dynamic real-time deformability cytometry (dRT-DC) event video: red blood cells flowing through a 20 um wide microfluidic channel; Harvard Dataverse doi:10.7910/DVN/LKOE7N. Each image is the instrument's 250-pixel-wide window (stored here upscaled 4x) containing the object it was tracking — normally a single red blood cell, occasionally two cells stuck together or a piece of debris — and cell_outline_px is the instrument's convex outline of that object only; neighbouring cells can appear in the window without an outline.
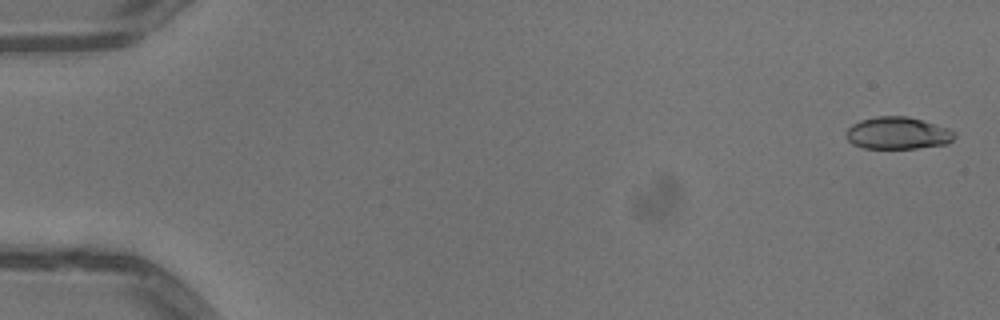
{"species": "common noctule bat (a hibernating species)", "species_latin": "Nyctalus noctula", "temperature_condition": "warm", "stored_images_in_passage": 52, "camera_frame_rate_fps": 3000, "um_per_image_px": 0.085, "animal": {"sex": "male", "body_mass_g": 13.3}, "frame": {"image": 1, "passage_image": 2, "time_ms": 0.333, "image_size_px": [1000, 320], "cell_outline_px": [[956, 136], [948, 144], [916, 148], [864, 148], [852, 144], [844, 136], [844, 132], [852, 124], [860, 120], [876, 116], [908, 116], [948, 128], [956, 132]], "centroid_in_image_um": [76.28, 11.31], "position_along_channel_um": 8.7, "area_um2": 20.52}}
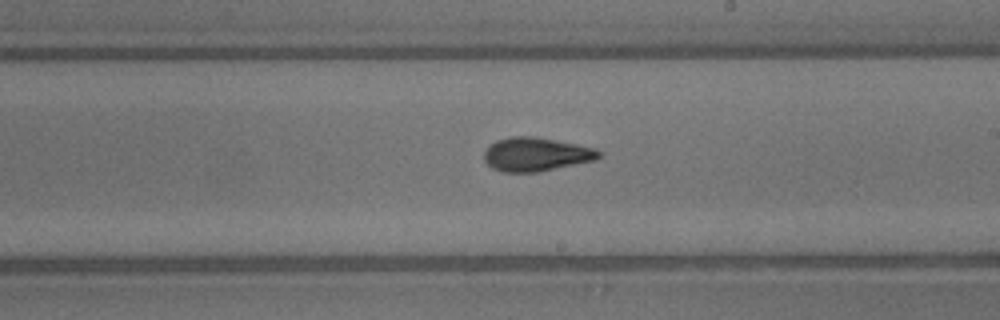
{"frame": {"image": 2, "passage_image": 31, "time_ms": 10.0, "image_size_px": [1000, 320], "cell_outline_px": [[600, 156], [596, 160], [540, 172], [504, 172], [492, 168], [484, 160], [484, 152], [496, 140], [512, 136], [536, 136], [596, 148], [600, 152]], "centroid_in_image_um": [45.58, 13.12], "position_along_channel_um": 243.4, "area_um2": 22.6}}
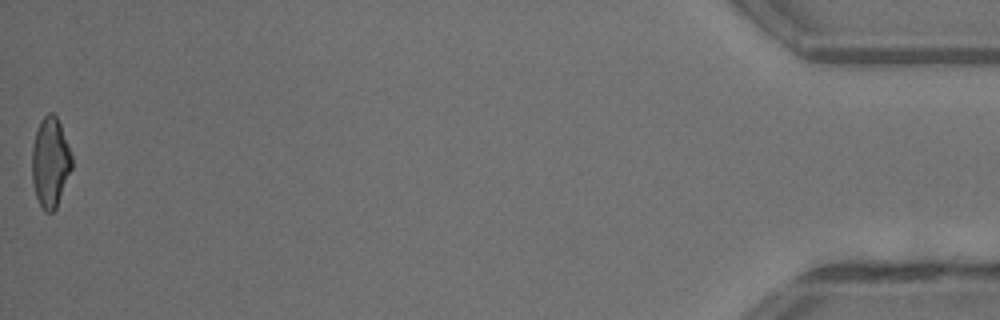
{"frame": {"image": 3, "passage_image": 52, "time_ms": 17.0, "image_size_px": [1000, 320], "cell_outline_px": [[72, 168], [56, 208], [52, 212], [44, 212], [36, 196], [32, 180], [32, 144], [40, 120], [48, 112], [52, 112], [56, 116], [60, 124], [72, 156]], "centroid_in_image_um": [4.27, 13.79], "position_along_channel_um": 430.9, "area_um2": 20.81}, "authors_computed_cell_mechanics": {"area_um2": 21.2993, "velocity_mm_per_s": 4.0734, "shape_relaxation_time_tau1_ms": 5.3177, "shape_relaxation_time_tau2_ms": 2.0558, "deformation_change_tau1": 0.1857, "deformation_change_tau2": 0.0814}}